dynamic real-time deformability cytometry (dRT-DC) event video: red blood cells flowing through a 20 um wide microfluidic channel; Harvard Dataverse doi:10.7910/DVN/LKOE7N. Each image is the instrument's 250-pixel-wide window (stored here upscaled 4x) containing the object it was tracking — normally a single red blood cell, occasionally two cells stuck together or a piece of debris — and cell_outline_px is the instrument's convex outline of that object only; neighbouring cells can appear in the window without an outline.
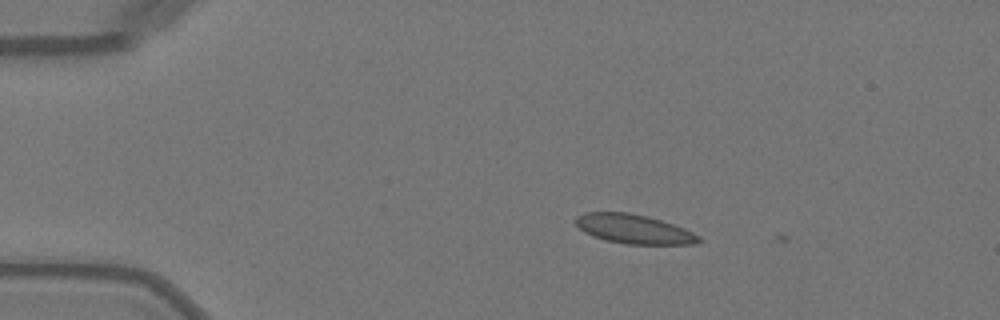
{"species": "Egyptian fruit bat (a non-hibernating species)", "species_latin": "Rousettus aegyptiacus", "temperature_condition": "warm", "stored_images_in_passage": 4, "camera_frame_rate_fps": 3000, "um_per_image_px": 0.085, "animal": {"sex": "female"}, "frame": {"image": 1, "passage_image": 3, "time_ms": 0.667, "image_size_px": [1000, 320], "cell_outline_px": [[704, 240], [696, 244], [624, 244], [604, 240], [592, 236], [584, 232], [576, 224], [576, 216], [584, 212], [628, 212], [648, 216], [684, 228], [700, 236]], "centroid_in_image_um": [53.88, 19.47], "position_along_channel_um": 31.1, "area_um2": 21.1}}